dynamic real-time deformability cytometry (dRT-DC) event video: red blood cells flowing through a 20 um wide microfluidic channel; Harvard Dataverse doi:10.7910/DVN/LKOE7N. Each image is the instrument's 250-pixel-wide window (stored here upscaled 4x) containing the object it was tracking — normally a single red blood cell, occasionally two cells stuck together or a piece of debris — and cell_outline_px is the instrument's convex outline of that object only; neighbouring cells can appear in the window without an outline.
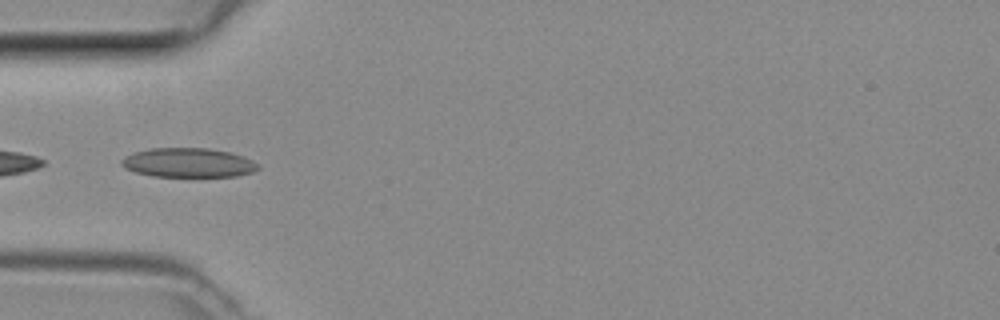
{"species": "common noctule bat (a hibernating species)", "species_latin": "Nyctalus noctula", "temperature_condition": "room temperature", "stored_images_in_passage": 18, "camera_frame_rate_fps": 3000, "um_per_image_px": 0.085, "animal": {"sex": "female", "body_mass_g": 29.2, "forearm_length_mm": 56.3}, "frame": {"image": 1, "passage_image": 15, "time_ms": 4.667, "image_size_px": [1000, 320], "cell_outline_px": [[260, 168], [252, 172], [236, 176], [152, 176], [136, 172], [124, 168], [120, 164], [120, 160], [124, 156], [132, 152], [152, 148], [208, 148], [228, 152], [252, 160], [260, 164]], "centroid_in_image_um": [15.96, 13.82], "position_along_channel_um": 69.0, "area_um2": 23.29}}